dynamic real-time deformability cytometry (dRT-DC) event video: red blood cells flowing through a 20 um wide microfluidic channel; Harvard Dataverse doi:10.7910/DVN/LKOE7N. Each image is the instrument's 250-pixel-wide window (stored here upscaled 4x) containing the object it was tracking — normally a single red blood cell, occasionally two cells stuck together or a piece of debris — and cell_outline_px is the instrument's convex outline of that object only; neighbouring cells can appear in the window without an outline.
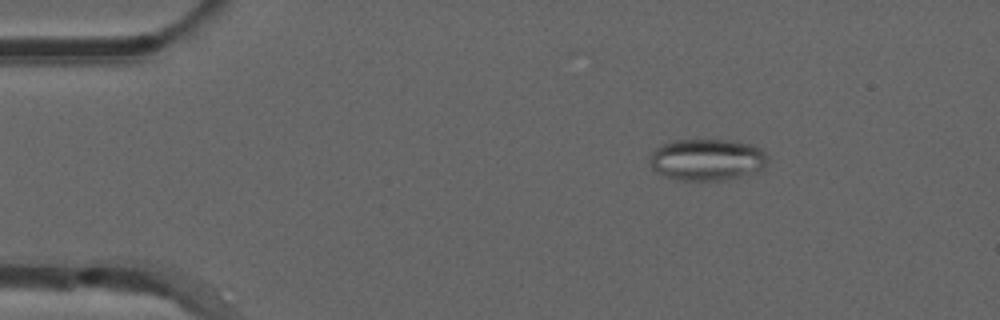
{"species": "common noctule bat (a hibernating species)", "species_latin": "Nyctalus noctula", "temperature_condition": "room temperature", "stored_images_in_passage": 52, "segment_of_instrument_passage": [1, 2], "camera_frame_rate_fps": 3000, "um_per_image_px": 0.085, "animal": {"sex": "male", "forearm_length_mm": 52.5}, "frame": {"image": 1, "passage_image": 8, "time_ms": 2.333, "image_size_px": [1000, 320], "cell_outline_px": [[768, 156], [764, 168], [760, 172], [724, 180], [676, 180], [664, 176], [656, 172], [652, 168], [652, 152], [656, 148], [664, 144], [676, 140], [728, 140], [752, 144], [760, 148]], "centroid_in_image_um": [60.15, 13.58], "position_along_channel_um": 24.9, "area_um2": 28.67}}